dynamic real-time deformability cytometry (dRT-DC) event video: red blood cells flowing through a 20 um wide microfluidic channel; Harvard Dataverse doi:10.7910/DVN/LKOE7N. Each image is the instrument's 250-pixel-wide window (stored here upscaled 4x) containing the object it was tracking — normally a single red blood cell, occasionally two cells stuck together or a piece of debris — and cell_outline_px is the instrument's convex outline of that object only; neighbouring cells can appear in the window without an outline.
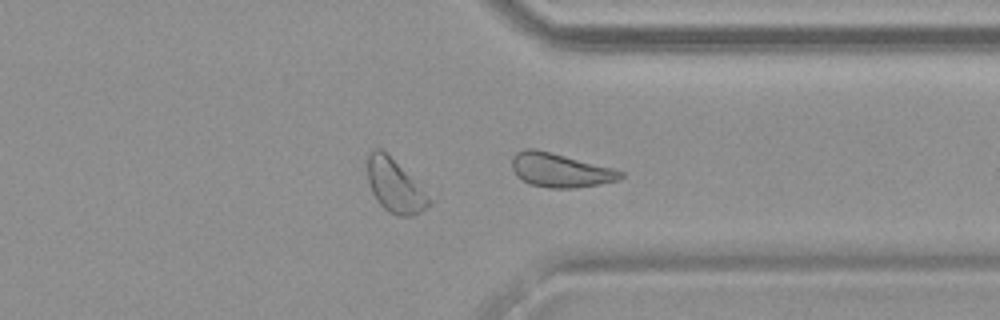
{"species": "common noctule bat (a hibernating species)", "species_latin": "Nyctalus noctula", "temperature_condition": "warm", "stored_images_in_passage": 31, "camera_frame_rate_fps": 3000, "um_per_image_px": 0.085, "animal": {"sex": "female", "body_mass_g": 19.9}, "frame": {"image": 1, "passage_image": 27, "time_ms": 8.667, "image_size_px": [1000, 320], "cell_outline_px": [[624, 176], [616, 180], [600, 184], [572, 188], [548, 188], [528, 184], [516, 176], [512, 168], [512, 156], [516, 152], [524, 148], [536, 148], [612, 168], [624, 172]], "centroid_in_image_um": [47.56, 14.46], "position_along_channel_um": 363.8, "area_um2": 21.56}}